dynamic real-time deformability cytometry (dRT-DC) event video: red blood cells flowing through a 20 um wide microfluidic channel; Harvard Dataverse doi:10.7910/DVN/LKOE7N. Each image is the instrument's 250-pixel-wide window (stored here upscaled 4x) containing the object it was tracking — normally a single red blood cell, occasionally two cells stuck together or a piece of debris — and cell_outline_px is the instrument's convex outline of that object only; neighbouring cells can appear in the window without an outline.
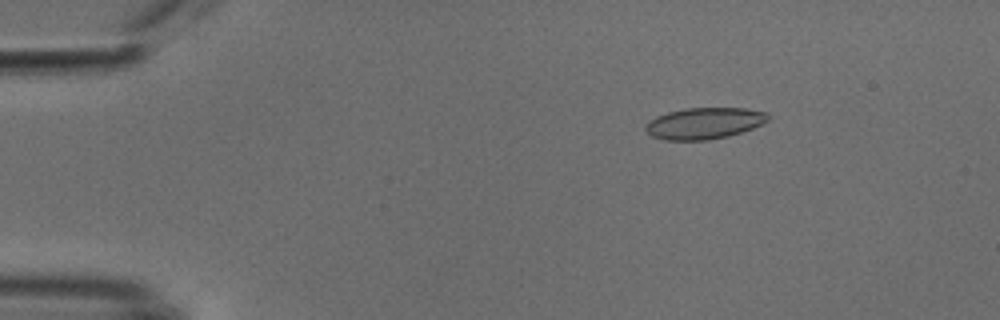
{"species": "common noctule bat (a hibernating species)", "species_latin": "Nyctalus noctula", "temperature_condition": "cold", "stored_images_in_passage": 53, "camera_frame_rate_fps": 3000, "um_per_image_px": 0.085, "animal": {"sex": "male", "body_mass_g": 18.8}, "frame": {"image": 1, "passage_image": 8, "time_ms": 2.333, "image_size_px": [1000, 320], "cell_outline_px": [[768, 120], [752, 128], [728, 136], [708, 140], [664, 140], [652, 136], [644, 132], [644, 124], [648, 120], [656, 116], [668, 112], [684, 108], [744, 108], [768, 112]], "centroid_in_image_um": [59.79, 10.48], "position_along_channel_um": 25.2, "area_um2": 22.54}}
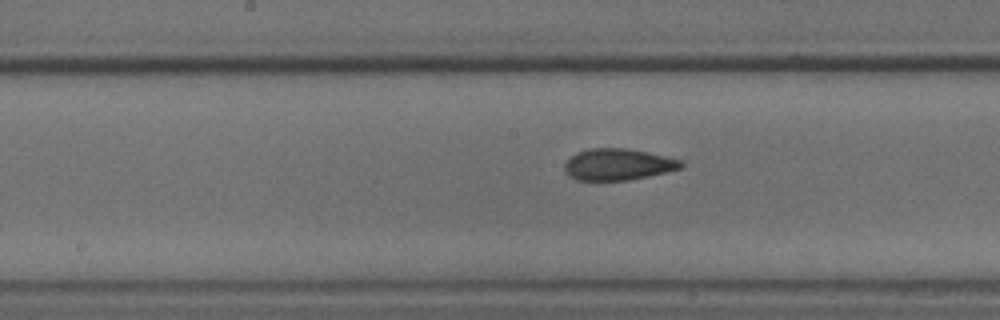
{"frame": {"image": 2, "passage_image": 27, "time_ms": 8.667, "image_size_px": [1000, 320], "cell_outline_px": [[684, 164], [680, 168], [648, 176], [628, 180], [576, 180], [568, 176], [564, 172], [564, 164], [576, 152], [592, 148], [628, 148], [684, 160]], "centroid_in_image_um": [52.51, 13.97], "position_along_channel_um": 195.7, "area_um2": 21.39}}
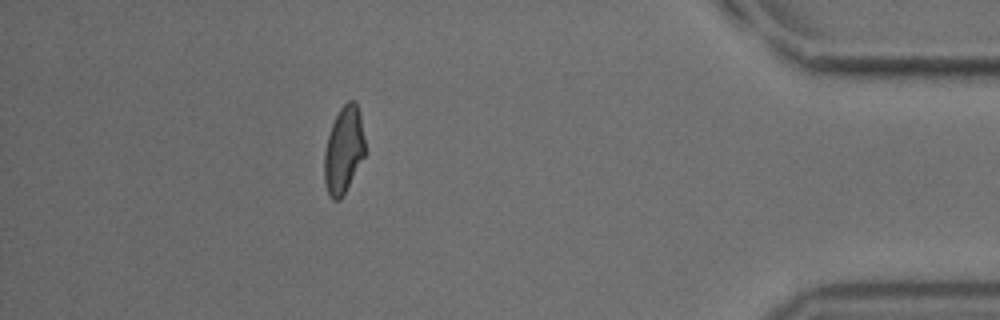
{"frame": {"image": 3, "passage_image": 47, "time_ms": 15.333, "image_size_px": [1000, 320], "cell_outline_px": [[364, 156], [340, 200], [332, 200], [328, 192], [324, 180], [324, 152], [328, 136], [332, 124], [340, 108], [348, 100], [356, 100], [360, 112], [364, 140]], "centroid_in_image_um": [29.2, 12.72], "position_along_channel_um": 406.0, "area_um2": 20.35}, "authors_computed_cell_mechanics": {"area_um2": 22.0218, "velocity_mm_per_s": 3.8143, "shape_relaxation_time_tau1_ms": 5.7042, "shape_relaxation_time_tau2_ms": 1.4815, "deformation_change_tau1": 0.1304, "deformation_change_tau2": 0.0696}}